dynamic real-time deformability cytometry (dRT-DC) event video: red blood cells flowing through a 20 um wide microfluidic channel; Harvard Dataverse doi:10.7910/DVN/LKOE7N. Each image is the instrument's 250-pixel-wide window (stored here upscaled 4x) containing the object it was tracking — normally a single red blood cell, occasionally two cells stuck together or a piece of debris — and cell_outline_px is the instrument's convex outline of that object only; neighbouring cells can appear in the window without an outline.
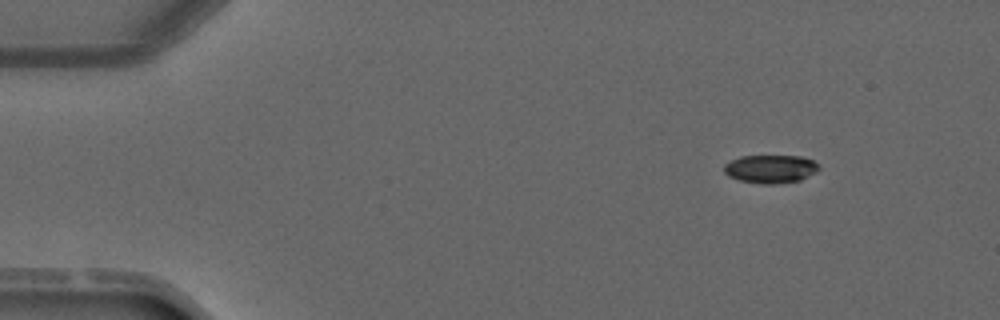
{"species": "common noctule bat (a hibernating species)", "species_latin": "Nyctalus noctula", "temperature_condition": "warm", "stored_images_in_passage": 3, "camera_frame_rate_fps": 3000, "um_per_image_px": 0.085, "animal": {"sex": "male", "forearm_length_mm": 52.5}, "frame": {"image": 1, "passage_image": 1, "time_ms": 0.0, "image_size_px": [1000, 320], "cell_outline_px": [[820, 168], [816, 172], [800, 180], [776, 184], [760, 184], [740, 180], [728, 176], [724, 172], [724, 164], [740, 156], [800, 156], [812, 160], [820, 164]], "centroid_in_image_um": [65.5, 14.36], "position_along_channel_um": 19.5, "area_um2": 15.66}}